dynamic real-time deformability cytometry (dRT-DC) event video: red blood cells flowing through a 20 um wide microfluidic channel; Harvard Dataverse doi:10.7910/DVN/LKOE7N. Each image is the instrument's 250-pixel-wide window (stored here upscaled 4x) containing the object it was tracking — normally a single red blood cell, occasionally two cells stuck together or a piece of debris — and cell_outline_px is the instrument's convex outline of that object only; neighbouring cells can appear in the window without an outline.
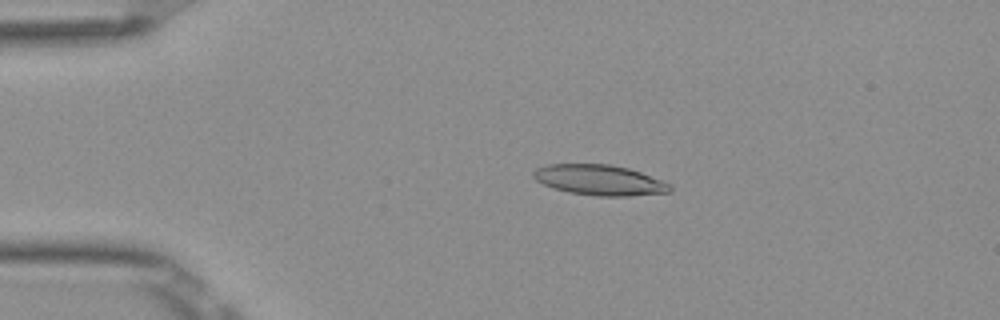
{"species": "Egyptian fruit bat (a non-hibernating species)", "species_latin": "Rousettus aegyptiacus", "temperature_condition": "room temperature", "stored_images_in_passage": 50, "camera_frame_rate_fps": 3000, "um_per_image_px": 0.085, "frame": {"image": 1, "passage_image": 9, "time_ms": 2.667, "image_size_px": [1000, 320], "cell_outline_px": [[672, 192], [628, 196], [596, 196], [568, 192], [552, 188], [536, 180], [532, 176], [532, 172], [536, 168], [548, 164], [612, 164], [628, 168], [640, 172], [672, 184]], "centroid_in_image_um": [50.96, 15.3], "position_along_channel_um": 34.0, "area_um2": 24.39}}
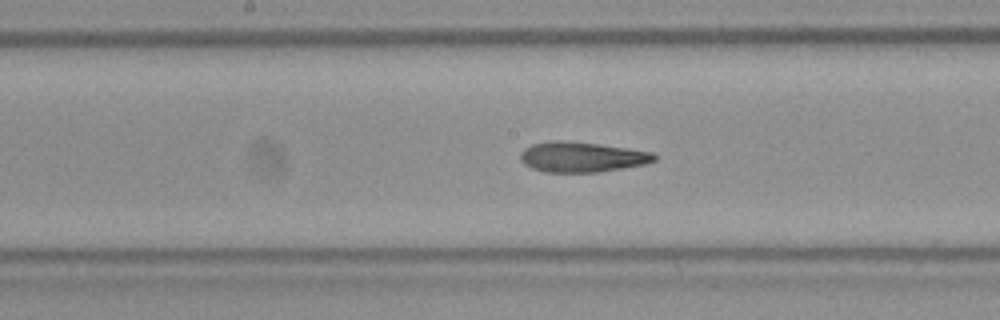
{"frame": {"image": 2, "passage_image": 25, "time_ms": 8.0, "image_size_px": [1000, 320], "cell_outline_px": [[656, 160], [644, 164], [600, 172], [544, 172], [532, 168], [524, 164], [520, 160], [520, 152], [524, 148], [532, 144], [548, 140], [564, 140], [600, 144], [628, 148], [652, 152], [656, 156]], "centroid_in_image_um": [49.42, 13.33], "position_along_channel_um": 198.8, "area_um2": 23.76}}
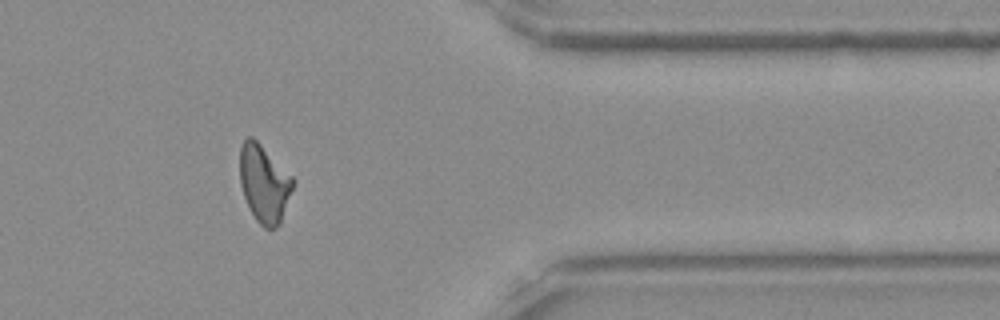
{"frame": {"image": 3, "passage_image": 41, "time_ms": 13.333, "image_size_px": [1000, 320], "cell_outline_px": [[296, 180], [280, 224], [276, 228], [264, 228], [256, 220], [244, 196], [240, 184], [240, 148], [244, 140], [248, 136], [252, 136]], "centroid_in_image_um": [22.46, 15.61], "position_along_channel_um": 388.9, "area_um2": 23.81}, "authors_computed_cell_mechanics": {"area_um2": 23.6402, "velocity_mm_per_s": 3.9154, "shape_relaxation_time_tau1_ms": null, "shape_relaxation_time_tau2_ms": 2.9226, "deformation_change_tau1": null, "deformation_change_tau2": 0.1218}}